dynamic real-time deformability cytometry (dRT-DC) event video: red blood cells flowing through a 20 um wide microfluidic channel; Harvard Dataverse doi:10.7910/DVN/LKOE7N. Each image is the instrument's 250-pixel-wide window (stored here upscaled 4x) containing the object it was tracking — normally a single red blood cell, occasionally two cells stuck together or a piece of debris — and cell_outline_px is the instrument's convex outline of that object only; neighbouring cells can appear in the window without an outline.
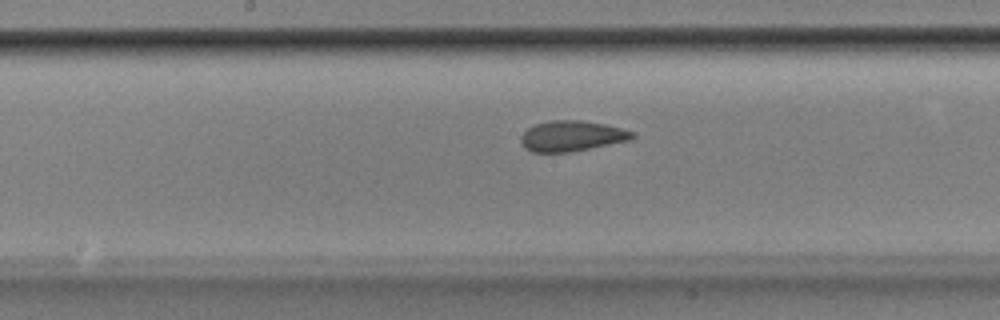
{"species": "Egyptian fruit bat (a non-hibernating species)", "species_latin": "Rousettus aegyptiacus", "temperature_condition": "room temperature", "stored_images_in_passage": 37, "camera_frame_rate_fps": 3000, "um_per_image_px": 0.085, "animal": {"sex": "male"}, "frame": {"image": 1, "passage_image": 12, "time_ms": 3.667, "image_size_px": [1000, 320], "cell_outline_px": [[636, 136], [632, 140], [572, 152], [532, 152], [524, 148], [520, 144], [520, 136], [528, 128], [536, 124], [552, 120], [580, 120], [604, 124], [636, 132]], "centroid_in_image_um": [48.61, 11.57], "position_along_channel_um": 199.6, "area_um2": 20.06}}
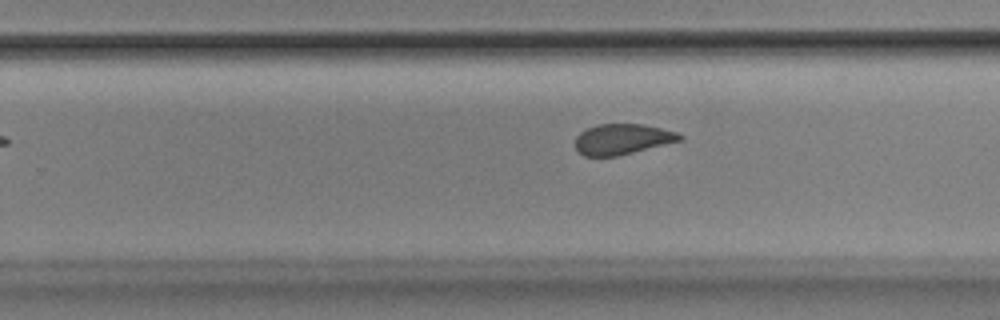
{"frame": {"image": 2, "passage_image": 18, "time_ms": 5.667, "image_size_px": [1000, 320], "cell_outline_px": [[684, 140], [616, 156], [584, 156], [576, 148], [576, 136], [580, 132], [596, 124], [644, 124], [676, 132], [684, 136]], "centroid_in_image_um": [52.92, 11.82], "position_along_channel_um": 276.9, "area_um2": 18.55}}
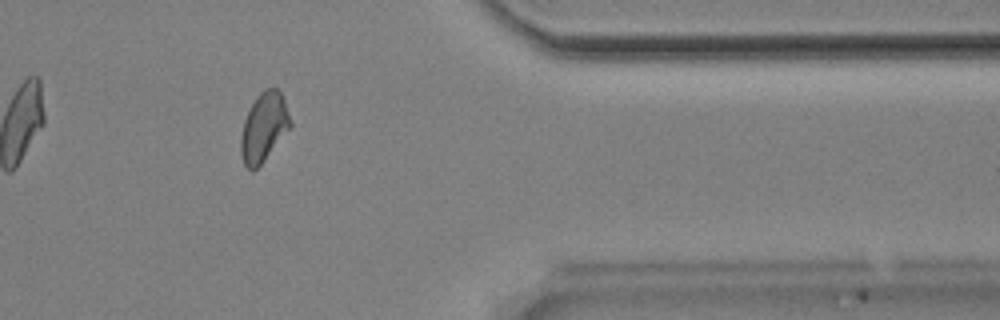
{"frame": {"image": 3, "passage_image": 28, "time_ms": 9.0, "image_size_px": [1000, 320], "cell_outline_px": [[292, 124], [260, 164], [252, 172], [244, 164], [240, 152], [240, 136], [244, 120], [256, 96], [264, 88], [272, 84], [280, 92], [284, 100]], "centroid_in_image_um": [22.4, 10.76], "position_along_channel_um": 389.0, "area_um2": 19.59}, "authors_computed_cell_mechanics": {"area_um2": 19.652, "velocity_mm_per_s": 3.8941, "shape_relaxation_time_tau1_ms": 8.2232, "shape_relaxation_time_tau2_ms": 1.2174, "deformation_change_tau1": 0.1553, "deformation_change_tau2": 0.0559}}